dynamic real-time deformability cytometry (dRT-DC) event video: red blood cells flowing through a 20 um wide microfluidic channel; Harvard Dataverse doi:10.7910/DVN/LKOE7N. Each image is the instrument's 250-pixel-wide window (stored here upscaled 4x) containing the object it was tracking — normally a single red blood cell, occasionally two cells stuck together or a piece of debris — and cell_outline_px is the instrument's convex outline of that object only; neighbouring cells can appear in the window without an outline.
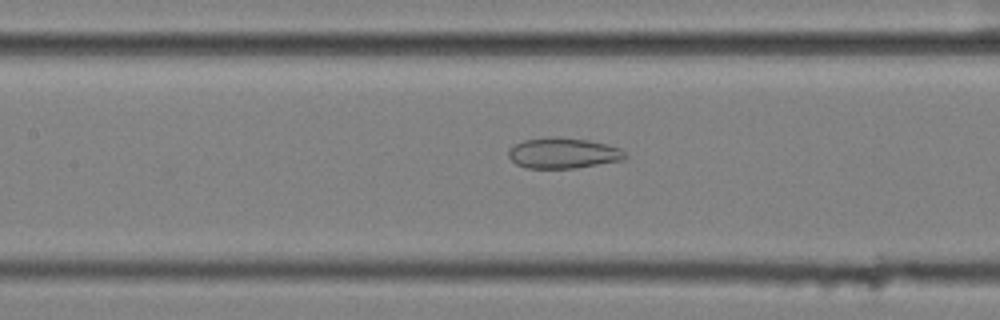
{"species": "common noctule bat (a hibernating species)", "species_latin": "Nyctalus noctula", "temperature_condition": "cold", "stored_images_in_passage": 46, "camera_frame_rate_fps": 3000, "um_per_image_px": 0.085, "animal": {"sex": "female", "body_mass_g": 25.1}, "frame": {"image": 1, "passage_image": 15, "time_ms": 4.667, "image_size_px": [1000, 320], "cell_outline_px": [[628, 156], [620, 160], [576, 168], [528, 168], [516, 164], [508, 156], [508, 148], [524, 140], [548, 136], [560, 136], [588, 140], [608, 144], [620, 148]], "centroid_in_image_um": [47.84, 13.0], "position_along_channel_um": 159.6, "area_um2": 20.92}}
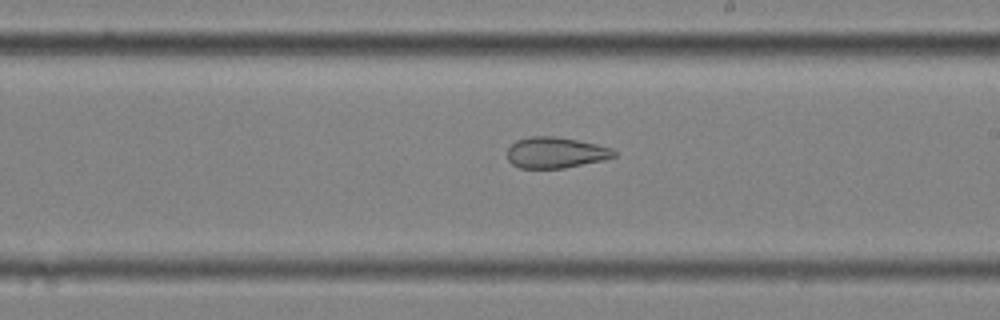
{"frame": {"image": 2, "passage_image": 22, "time_ms": 7.0, "image_size_px": [1000, 320], "cell_outline_px": [[616, 156], [600, 160], [564, 168], [520, 168], [512, 164], [508, 160], [508, 148], [516, 140], [528, 136], [552, 136], [576, 140], [596, 144], [612, 148], [616, 152]], "centroid_in_image_um": [47.19, 12.96], "position_along_channel_um": 241.8, "area_um2": 19.07}}
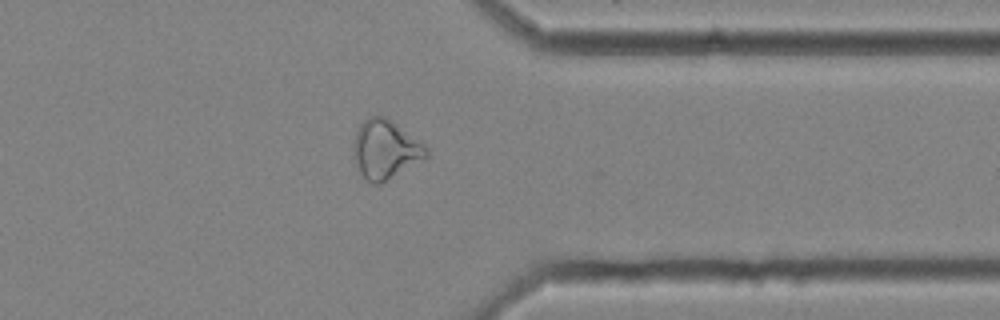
{"frame": {"image": 3, "passage_image": 34, "time_ms": 11.0, "image_size_px": [1000, 320], "cell_outline_px": [[428, 156], [380, 184], [372, 184], [360, 172], [352, 156], [352, 148], [356, 132], [360, 124], [368, 116], [388, 116], [420, 140], [428, 148]], "centroid_in_image_um": [32.75, 12.66], "position_along_channel_um": 378.7, "area_um2": 25.14}, "authors_computed_cell_mechanics": {"area_um2": 24.3916, "velocity_mm_per_s": 3.5314, "shape_relaxation_time_tau1_ms": null, "shape_relaxation_time_tau2_ms": 3.0876, "deformation_change_tau1": null, "deformation_change_tau2": 0.1077}}